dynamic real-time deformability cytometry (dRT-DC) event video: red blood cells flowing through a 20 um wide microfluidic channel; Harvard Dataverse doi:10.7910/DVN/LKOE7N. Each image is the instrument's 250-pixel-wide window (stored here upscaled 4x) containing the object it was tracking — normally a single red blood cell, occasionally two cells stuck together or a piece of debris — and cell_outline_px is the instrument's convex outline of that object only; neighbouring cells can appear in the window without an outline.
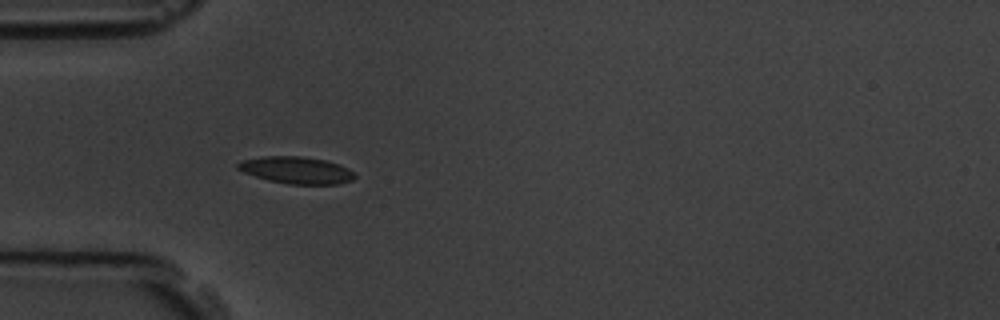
{"species": "common noctule bat (a hibernating species)", "species_latin": "Nyctalus noctula", "temperature_condition": "room temperature", "stored_images_in_passage": 7, "camera_frame_rate_fps": 3000, "um_per_image_px": 0.085, "animal": {"sex": "male", "body_mass_g": 19.5, "forearm_length_mm": 54.6}, "frame": {"image": 1, "passage_image": 6, "time_ms": 5.667, "image_size_px": [1000, 320], "cell_outline_px": [[356, 176], [352, 180], [336, 184], [288, 184], [268, 180], [244, 172], [236, 168], [236, 164], [240, 160], [264, 156], [300, 156], [324, 160], [348, 168]], "centroid_in_image_um": [25.15, 14.46], "position_along_channel_um": 59.9, "area_um2": 18.21}}
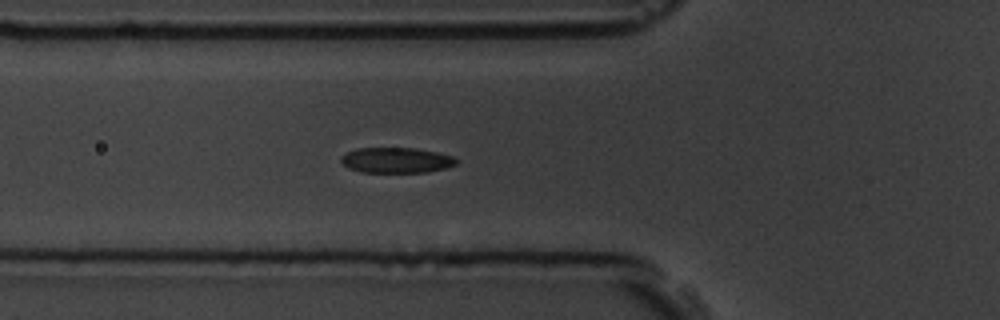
{"frame": {"image": 2, "passage_image": 7, "time_ms": 6.667, "image_size_px": [1000, 320], "cell_outline_px": [[460, 160], [456, 164], [444, 168], [428, 172], [360, 172], [348, 168], [340, 160], [340, 156], [356, 148], [416, 148], [436, 152], [452, 156]], "centroid_in_image_um": [33.68, 13.62], "position_along_channel_um": 92.1, "area_um2": 17.11}}